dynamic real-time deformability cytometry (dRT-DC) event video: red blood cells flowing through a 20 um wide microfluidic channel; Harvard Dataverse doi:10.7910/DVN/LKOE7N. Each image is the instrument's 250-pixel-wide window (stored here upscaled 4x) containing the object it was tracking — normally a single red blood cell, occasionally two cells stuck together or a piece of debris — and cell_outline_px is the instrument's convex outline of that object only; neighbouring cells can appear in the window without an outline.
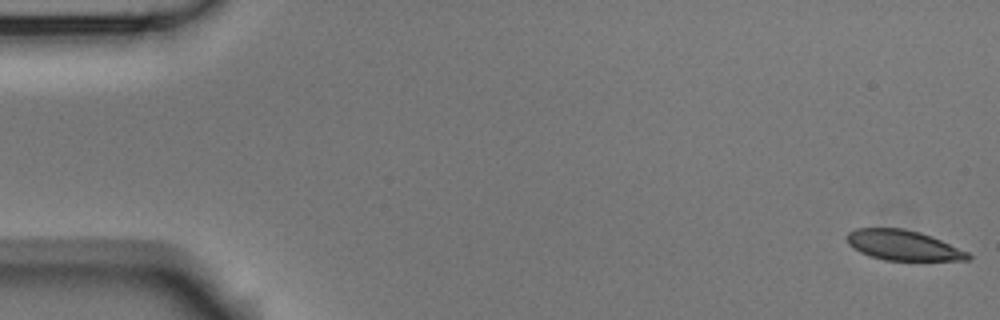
{"species": "Egyptian fruit bat (a non-hibernating species)", "species_latin": "Rousettus aegyptiacus", "temperature_condition": "room temperature", "stored_images_in_passage": 4, "camera_frame_rate_fps": 3000, "um_per_image_px": 0.085, "animal": {"sex": "male"}, "frame": {"image": 1, "passage_image": 1, "time_ms": 0.0, "image_size_px": [1000, 320], "cell_outline_px": [[972, 256], [968, 260], [884, 260], [868, 256], [860, 252], [848, 244], [848, 232], [856, 228], [904, 228], [920, 232], [932, 236], [968, 252]], "centroid_in_image_um": [76.76, 20.84], "position_along_channel_um": 8.2, "area_um2": 21.21}}
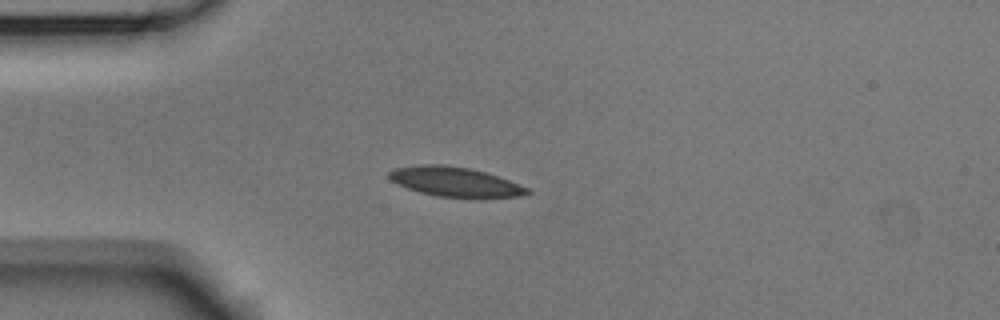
{"frame": {"image": 2, "passage_image": 4, "time_ms": 1.0, "image_size_px": [1000, 320], "cell_outline_px": [[532, 192], [520, 196], [476, 200], [436, 196], [420, 192], [396, 184], [388, 176], [388, 172], [396, 168], [420, 164], [444, 164], [468, 168], [484, 172], [508, 180], [528, 188]], "centroid_in_image_um": [38.71, 15.49], "position_along_channel_um": 46.3, "area_um2": 24.33}}